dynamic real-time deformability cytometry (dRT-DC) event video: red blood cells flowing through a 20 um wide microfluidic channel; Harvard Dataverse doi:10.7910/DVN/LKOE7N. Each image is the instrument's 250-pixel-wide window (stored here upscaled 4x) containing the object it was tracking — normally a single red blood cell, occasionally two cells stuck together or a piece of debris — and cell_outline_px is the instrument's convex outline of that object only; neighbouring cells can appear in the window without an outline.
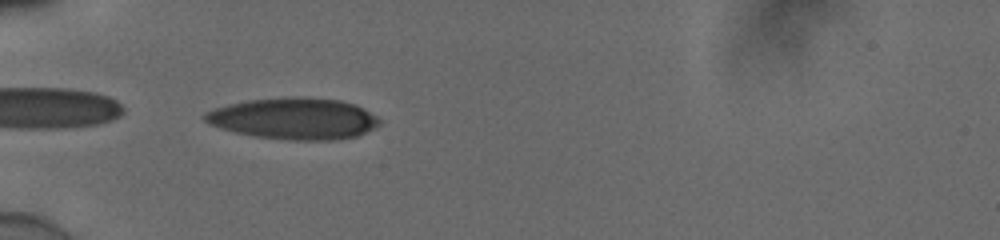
{"species": "human", "species_latin": "Homo sapiens", "temperature_condition": "cold", "stored_images_in_passage": 36, "camera_frame_rate_fps": 3000, "um_per_image_px": 0.085, "donor": {"sex": "male"}, "frame": {"image": 1, "passage_image": 1, "time_ms": 0.0, "image_size_px": [1000, 240], "cell_outline_px": [[380, 124], [356, 136], [332, 140], [288, 140], [256, 136], [236, 132], [208, 124], [200, 116], [204, 112], [212, 108], [228, 104], [248, 100], [288, 96], [296, 96], [340, 100], [356, 104], [376, 116], [380, 120]], "centroid_in_image_um": [24.93, 10.06], "position_along_channel_um": 60.1, "area_um2": 42.31}}
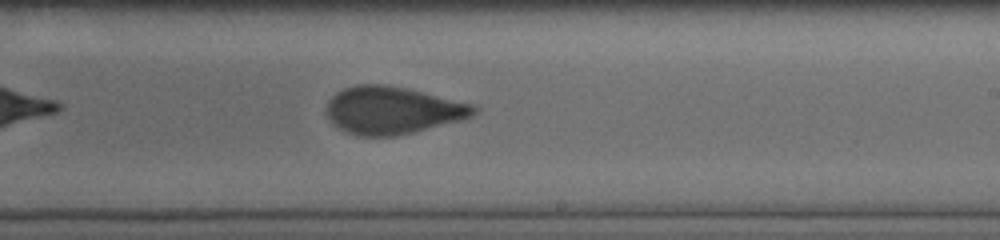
{"frame": {"image": 2, "passage_image": 17, "time_ms": 5.333, "image_size_px": [1000, 240], "cell_outline_px": [[480, 112], [464, 120], [396, 136], [356, 136], [340, 128], [328, 116], [328, 100], [336, 92], [344, 88], [356, 84], [384, 84], [404, 88], [476, 104], [480, 108]], "centroid_in_image_um": [33.45, 9.37], "position_along_channel_um": 255.6, "area_um2": 40.81}}
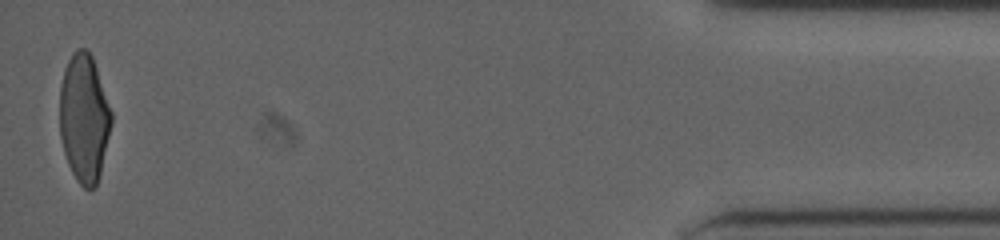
{"frame": {"image": 3, "passage_image": 36, "time_ms": 11.667, "image_size_px": [1000, 240], "cell_outline_px": [[112, 124], [100, 172], [96, 184], [92, 188], [84, 188], [76, 180], [68, 164], [64, 152], [60, 136], [60, 88], [64, 68], [72, 52], [76, 48], [84, 48], [92, 56], [112, 112]], "centroid_in_image_um": [7.14, 10.02], "position_along_channel_um": 428.1, "area_um2": 38.44}, "authors_computed_cell_mechanics": {"area_um2": 40.8646, "velocity_mm_per_s": 3.9018, "shape_relaxation_time_tau1_ms": 8.9955, "shape_relaxation_time_tau2_ms": 1.2312, "deformation_change_tau1": 0.2437, "deformation_change_tau2": 0.0801}}